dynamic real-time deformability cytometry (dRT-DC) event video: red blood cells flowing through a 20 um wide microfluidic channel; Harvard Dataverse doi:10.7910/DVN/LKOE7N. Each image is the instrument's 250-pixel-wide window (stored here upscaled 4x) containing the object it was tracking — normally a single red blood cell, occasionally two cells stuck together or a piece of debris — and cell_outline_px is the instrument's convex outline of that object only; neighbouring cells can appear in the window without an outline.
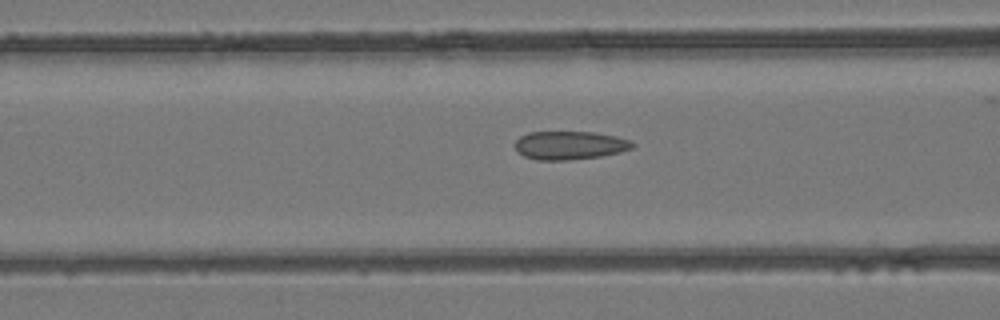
{"species": "common noctule bat (a hibernating species)", "species_latin": "Nyctalus noctula", "temperature_condition": "room temperature", "stored_images_in_passage": 24, "camera_frame_rate_fps": 3000, "um_per_image_px": 0.085, "animal": {"sex": "female", "body_mass_g": 24.6, "forearm_length_mm": 56.2}, "frame": {"image": 1, "passage_image": 6, "time_ms": 1.667, "image_size_px": [1000, 320], "cell_outline_px": [[636, 144], [632, 148], [620, 152], [600, 156], [568, 160], [536, 160], [524, 156], [516, 148], [516, 140], [520, 136], [528, 132], [592, 132], [616, 136], [632, 140]], "centroid_in_image_um": [48.46, 12.35], "position_along_channel_um": 118.1, "area_um2": 19.42}}
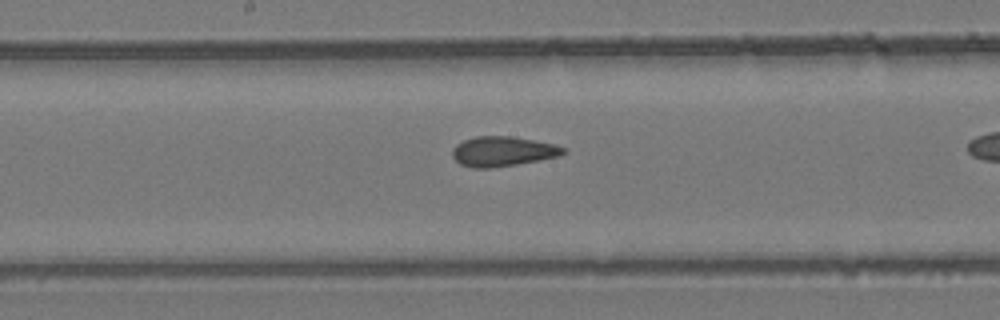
{"frame": {"image": 2, "passage_image": 12, "time_ms": 3.667, "image_size_px": [1000, 320], "cell_outline_px": [[568, 152], [560, 156], [516, 164], [488, 168], [472, 168], [460, 164], [452, 156], [452, 148], [456, 144], [464, 140], [476, 136], [512, 136], [552, 144], [568, 148]], "centroid_in_image_um": [42.73, 12.86], "position_along_channel_um": 205.5, "area_um2": 19.31}}
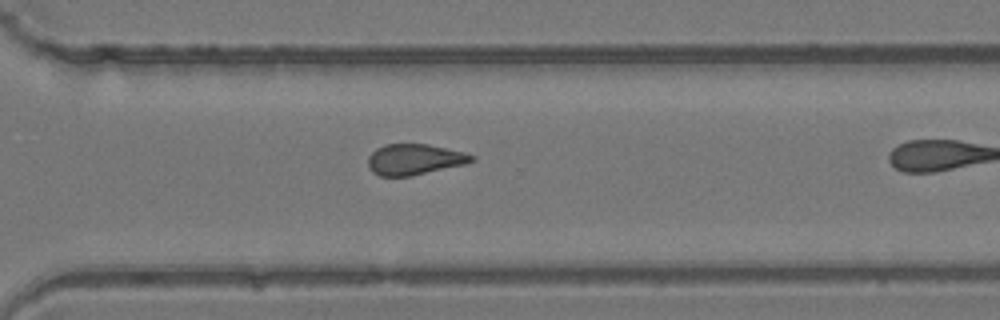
{"frame": {"image": 3, "passage_image": 21, "time_ms": 6.667, "image_size_px": [1000, 320], "cell_outline_px": [[476, 160], [468, 164], [412, 176], [380, 176], [372, 172], [368, 168], [368, 156], [376, 148], [384, 144], [428, 144], [464, 152], [476, 156]], "centroid_in_image_um": [35.25, 13.56], "position_along_channel_um": 335.3, "area_um2": 18.96}}